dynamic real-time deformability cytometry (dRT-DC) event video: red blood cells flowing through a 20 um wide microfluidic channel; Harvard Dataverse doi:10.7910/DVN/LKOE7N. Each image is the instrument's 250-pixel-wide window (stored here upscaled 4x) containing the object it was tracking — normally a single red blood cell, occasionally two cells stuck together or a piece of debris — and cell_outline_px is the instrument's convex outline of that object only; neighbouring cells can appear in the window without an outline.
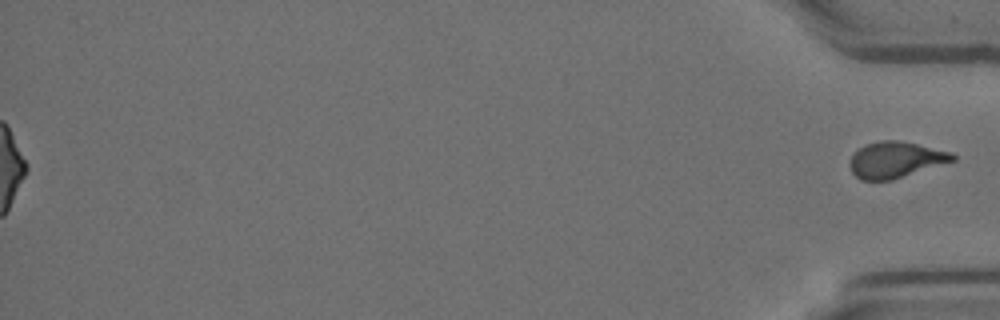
{"species": "Egyptian fruit bat (a non-hibernating species)", "species_latin": "Rousettus aegyptiacus", "temperature_condition": "room temperature", "stored_images_in_passage": 55, "segment_of_instrument_passage": [2, 2], "camera_frame_rate_fps": 3000, "um_per_image_px": 0.085, "animal": {"sex": "female"}, "frame": {"image": 1, "passage_image": 55, "time_ms": 18.0, "image_size_px": [1000, 320], "cell_outline_px": [[956, 160], [892, 180], [860, 180], [852, 172], [848, 164], [848, 160], [864, 144], [880, 140], [900, 140], [952, 152], [956, 156]], "centroid_in_image_um": [76.11, 13.57], "position_along_channel_um": 359.1, "area_um2": 21.73}}